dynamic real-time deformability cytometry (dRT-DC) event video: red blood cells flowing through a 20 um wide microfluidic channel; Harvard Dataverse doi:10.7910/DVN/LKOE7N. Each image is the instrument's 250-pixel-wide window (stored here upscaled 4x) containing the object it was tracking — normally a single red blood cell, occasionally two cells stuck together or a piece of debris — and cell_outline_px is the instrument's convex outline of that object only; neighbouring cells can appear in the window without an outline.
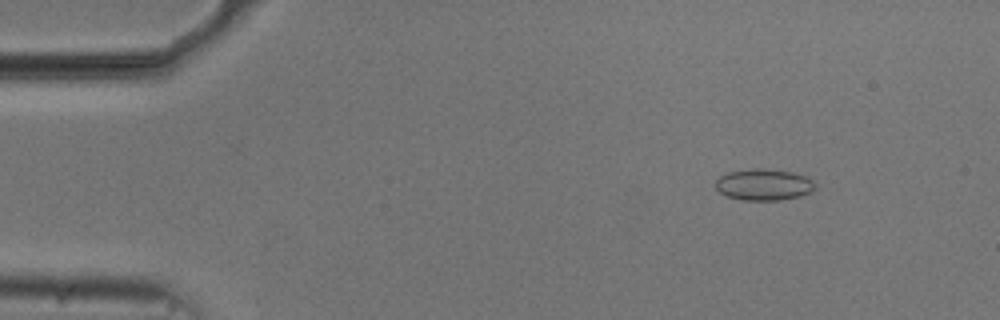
{"species": "common noctule bat (a hibernating species)", "species_latin": "Nyctalus noctula", "temperature_condition": "cold", "stored_images_in_passage": 54, "camera_frame_rate_fps": 3000, "um_per_image_px": 0.085, "animal": {"sex": "male", "body_mass_g": 20.5, "forearm_length_mm": 52.5}, "frame": {"image": 1, "passage_image": 7, "time_ms": 2.0, "image_size_px": [1000, 320], "cell_outline_px": [[816, 188], [812, 192], [800, 196], [780, 200], [744, 200], [728, 196], [720, 192], [716, 188], [716, 180], [720, 176], [728, 172], [756, 168], [760, 168], [792, 172], [808, 176], [816, 184]], "centroid_in_image_um": [64.97, 15.69], "position_along_channel_um": 20.0, "area_um2": 18.26}}
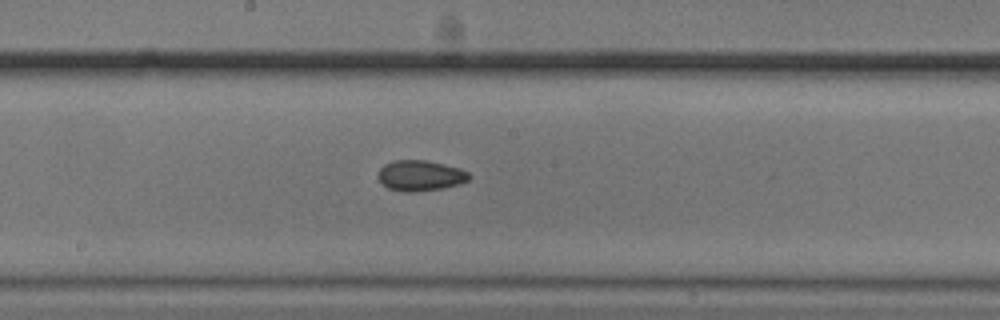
{"frame": {"image": 2, "passage_image": 29, "time_ms": 9.333, "image_size_px": [1000, 320], "cell_outline_px": [[472, 176], [468, 180], [460, 184], [444, 188], [416, 192], [404, 192], [388, 188], [380, 180], [380, 168], [384, 164], [392, 160], [428, 160], [460, 168], [468, 172]], "centroid_in_image_um": [35.77, 14.92], "position_along_channel_um": 212.4, "area_um2": 16.3}}
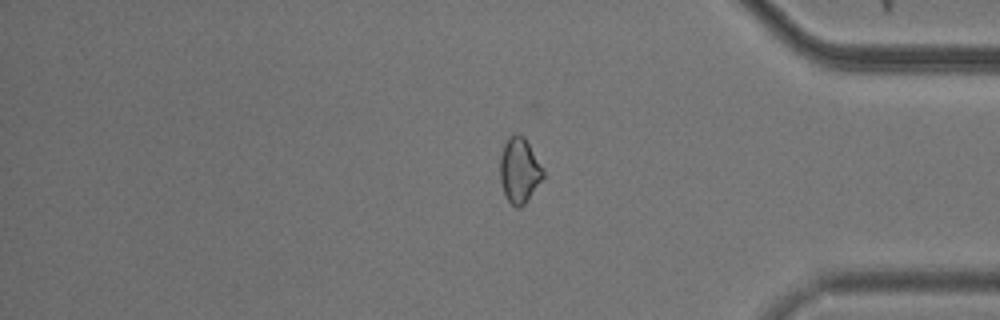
{"frame": {"image": 3, "passage_image": 45, "time_ms": 14.667, "image_size_px": [1000, 320], "cell_outline_px": [[544, 176], [524, 204], [520, 208], [516, 208], [508, 200], [504, 192], [500, 180], [500, 156], [504, 144], [508, 136], [516, 132], [524, 136], [544, 172]], "centroid_in_image_um": [44.12, 14.45], "position_along_channel_um": 391.1, "area_um2": 16.13}, "authors_computed_cell_mechanics": {"area_um2": 16.4441, "velocity_mm_per_s": 3.7468, "shape_relaxation_time_tau1_ms": null, "shape_relaxation_time_tau2_ms": 4.1543, "deformation_change_tau1": null, "deformation_change_tau2": 0.0785}}